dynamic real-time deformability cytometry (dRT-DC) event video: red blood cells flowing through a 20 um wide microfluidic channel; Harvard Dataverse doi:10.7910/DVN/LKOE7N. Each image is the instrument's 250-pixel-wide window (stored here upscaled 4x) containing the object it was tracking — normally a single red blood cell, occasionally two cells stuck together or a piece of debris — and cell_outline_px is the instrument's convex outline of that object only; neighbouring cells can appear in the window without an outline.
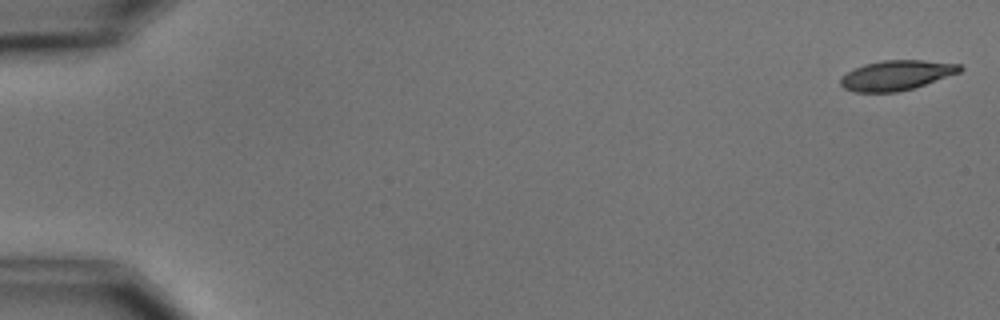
{"species": "common noctule bat (a hibernating species)", "species_latin": "Nyctalus noctula", "temperature_condition": "cold", "stored_images_in_passage": 5, "camera_frame_rate_fps": 3000, "um_per_image_px": 0.085, "animal": {"sex": "male", "body_mass_g": 15.6}, "frame": {"image": 1, "passage_image": 1, "time_ms": 0.0, "image_size_px": [1000, 320], "cell_outline_px": [[964, 68], [960, 72], [912, 88], [896, 92], [856, 92], [844, 88], [840, 84], [840, 76], [864, 64], [880, 60], [924, 60], [960, 64]], "centroid_in_image_um": [76.18, 6.39], "position_along_channel_um": 8.8, "area_um2": 20.63}}
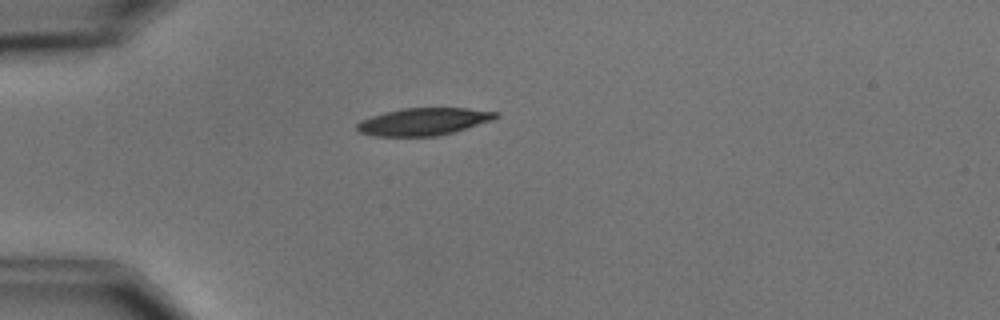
{"frame": {"image": 2, "passage_image": 5, "time_ms": 4.667, "image_size_px": [1000, 320], "cell_outline_px": [[500, 116], [492, 120], [452, 132], [436, 136], [376, 136], [360, 132], [356, 128], [356, 124], [360, 120], [384, 112], [400, 108], [468, 108], [500, 112]], "centroid_in_image_um": [36.0, 10.32], "position_along_channel_um": 49.0, "area_um2": 22.08}}